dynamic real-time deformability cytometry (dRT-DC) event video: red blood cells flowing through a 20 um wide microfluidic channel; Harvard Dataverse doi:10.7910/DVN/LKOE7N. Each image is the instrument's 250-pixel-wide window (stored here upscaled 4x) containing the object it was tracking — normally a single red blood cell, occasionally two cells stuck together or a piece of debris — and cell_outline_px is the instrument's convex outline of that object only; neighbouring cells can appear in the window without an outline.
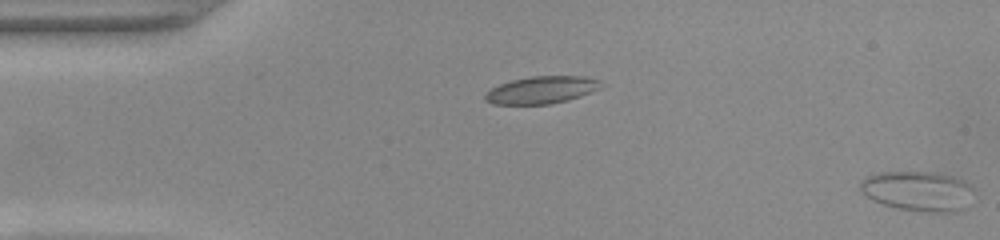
{"species": "common noctule bat (a hibernating species)", "species_latin": "Nyctalus noctula", "temperature_condition": "warm", "stored_images_in_passage": 12, "segment_of_instrument_passage": [2, 2], "camera_frame_rate_fps": 3000, "um_per_image_px": 0.085, "animal": {"sex": "female", "body_mass_g": 22.0, "forearm_length_mm": 56.7}, "frame": {"image": 1, "passage_image": 12, "time_ms": 3.667, "image_size_px": [1000, 240], "cell_outline_px": [[972, 188], [968, 208], [960, 212], [932, 212], [896, 208], [872, 200], [864, 196], [860, 188], [860, 180], [868, 176], [880, 172], [932, 172], [952, 176], [964, 180]], "centroid_in_image_um": [78.03, 16.25], "position_along_channel_um": 7.0, "area_um2": 26.53}}